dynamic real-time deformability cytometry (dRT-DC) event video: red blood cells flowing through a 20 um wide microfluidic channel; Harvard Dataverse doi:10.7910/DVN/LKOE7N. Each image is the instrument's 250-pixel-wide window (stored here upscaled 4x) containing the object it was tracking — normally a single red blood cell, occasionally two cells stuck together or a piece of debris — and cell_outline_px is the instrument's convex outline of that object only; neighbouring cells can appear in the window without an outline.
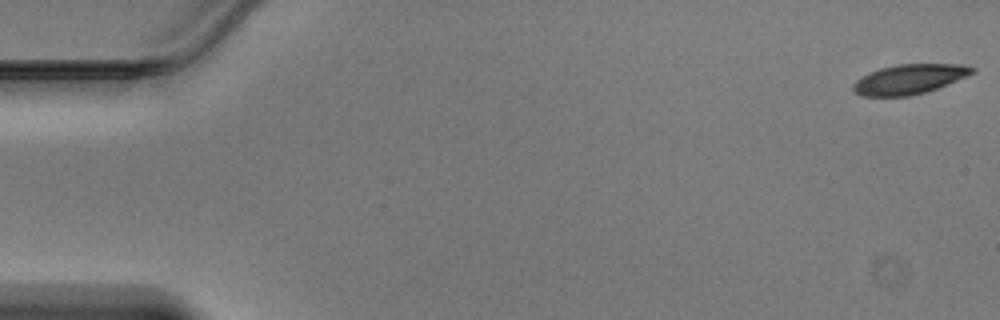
{"species": "Egyptian fruit bat (a non-hibernating species)", "species_latin": "Rousettus aegyptiacus", "temperature_condition": "warm", "stored_images_in_passage": 47, "camera_frame_rate_fps": 3000, "um_per_image_px": 0.085, "animal": {"sex": "male"}, "frame": {"image": 1, "passage_image": 1, "time_ms": 0.0, "image_size_px": [1000, 320], "cell_outline_px": [[976, 72], [928, 92], [908, 96], [860, 96], [852, 88], [852, 84], [856, 80], [868, 72], [880, 68], [896, 64], [964, 64], [976, 68]], "centroid_in_image_um": [77.29, 6.72], "position_along_channel_um": 7.7, "area_um2": 20.81}}
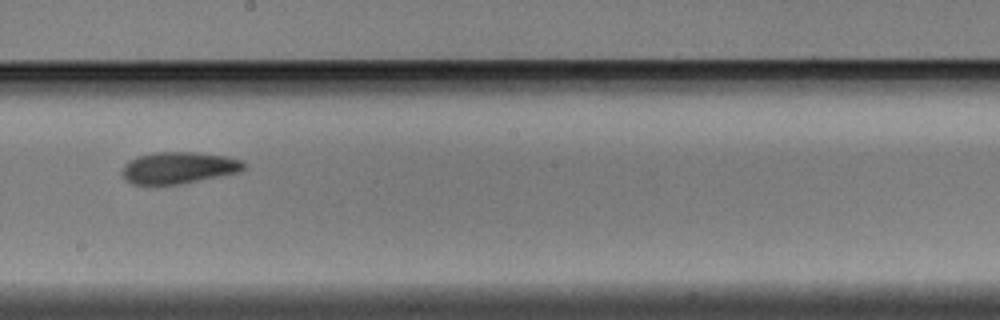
{"frame": {"image": 2, "passage_image": 27, "time_ms": 8.667, "image_size_px": [1000, 320], "cell_outline_px": [[244, 168], [240, 172], [184, 184], [152, 188], [132, 184], [124, 180], [120, 172], [124, 164], [128, 160], [136, 156], [156, 152], [196, 152], [224, 156], [244, 160]], "centroid_in_image_um": [15.09, 14.31], "position_along_channel_um": 233.1, "area_um2": 23.58}}
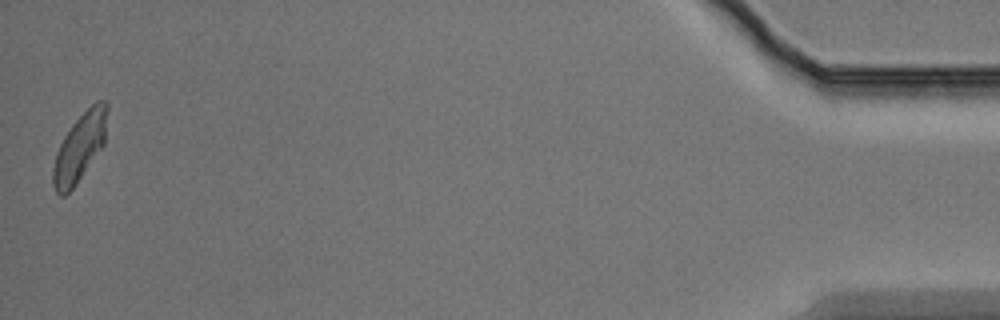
{"frame": {"image": 3, "passage_image": 47, "time_ms": 15.333, "image_size_px": [1000, 320], "cell_outline_px": [[108, 108], [104, 144], [76, 184], [64, 196], [60, 196], [56, 192], [52, 184], [52, 168], [56, 152], [64, 136], [72, 124], [96, 100], [104, 100], [108, 104]], "centroid_in_image_um": [6.77, 12.52], "position_along_channel_um": 428.4, "area_um2": 21.39}}